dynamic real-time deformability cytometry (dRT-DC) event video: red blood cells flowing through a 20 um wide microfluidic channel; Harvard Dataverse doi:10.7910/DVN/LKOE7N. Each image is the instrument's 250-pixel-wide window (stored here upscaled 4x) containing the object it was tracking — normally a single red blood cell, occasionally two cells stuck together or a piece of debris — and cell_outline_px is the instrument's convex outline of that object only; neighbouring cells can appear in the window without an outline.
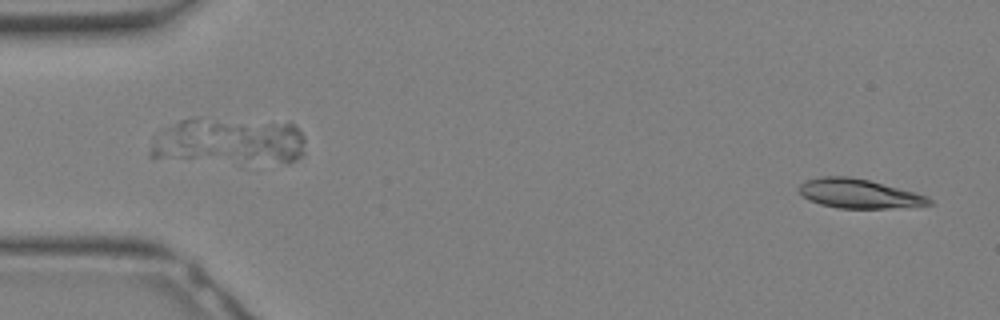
{"species": "Egyptian fruit bat (a non-hibernating species)", "species_latin": "Rousettus aegyptiacus", "temperature_condition": "warm", "stored_images_in_passage": 10, "camera_frame_rate_fps": 3000, "um_per_image_px": 0.085, "animal": {"sex": "female"}, "frame": {"image": 1, "passage_image": 1, "time_ms": 0.0, "image_size_px": [1000, 320], "cell_outline_px": [[932, 204], [888, 208], [840, 208], [820, 204], [808, 200], [800, 196], [796, 188], [804, 180], [820, 176], [848, 176], [868, 180], [928, 196], [932, 200]], "centroid_in_image_um": [72.9, 16.45], "position_along_channel_um": 12.1, "area_um2": 22.14}}
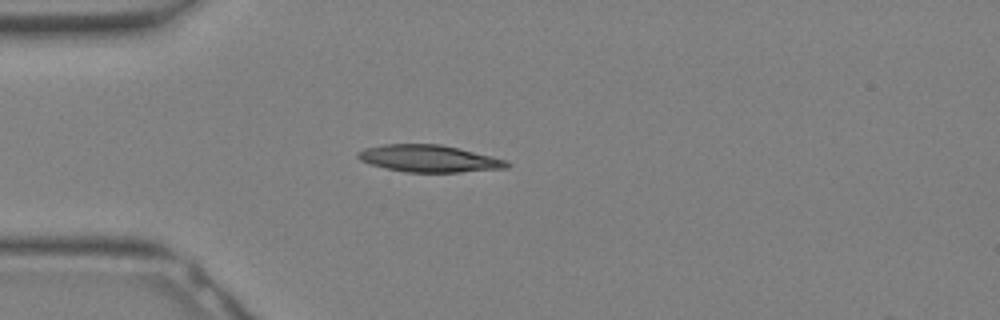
{"frame": {"image": 2, "passage_image": 8, "time_ms": 2.333, "image_size_px": [1000, 320], "cell_outline_px": [[512, 164], [508, 168], [460, 172], [404, 172], [384, 168], [360, 160], [356, 156], [356, 152], [364, 148], [384, 144], [440, 144], [492, 156], [504, 160]], "centroid_in_image_um": [36.44, 13.48], "position_along_channel_um": 48.6, "area_um2": 23.47}}